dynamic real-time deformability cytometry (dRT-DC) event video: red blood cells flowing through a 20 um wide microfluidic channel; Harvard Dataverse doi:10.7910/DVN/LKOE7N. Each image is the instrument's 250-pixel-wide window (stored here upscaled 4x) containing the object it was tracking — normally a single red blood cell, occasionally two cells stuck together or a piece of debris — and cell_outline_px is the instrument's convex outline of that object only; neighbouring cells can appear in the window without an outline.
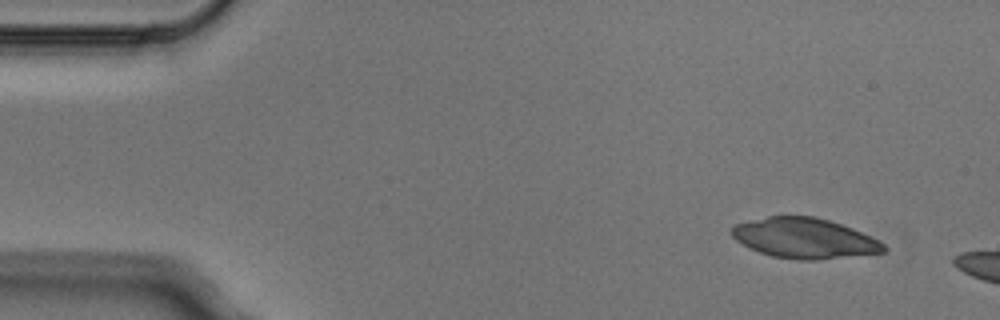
{"species": "Egyptian fruit bat (a non-hibernating species)", "species_latin": "Rousettus aegyptiacus", "temperature_condition": "cold", "stored_images_in_passage": 3, "camera_frame_rate_fps": 3000, "um_per_image_px": 0.085, "animal": {"sex": "male"}, "frame": {"image": 1, "passage_image": 1, "time_ms": 0.0, "image_size_px": [1000, 320], "cell_outline_px": [[888, 248], [884, 252], [816, 260], [800, 260], [772, 256], [760, 252], [736, 240], [732, 236], [732, 228], [736, 224], [768, 216], [816, 216], [852, 228], [884, 244]], "centroid_in_image_um": [68.38, 20.25], "position_along_channel_um": 16.6, "area_um2": 35.08}}